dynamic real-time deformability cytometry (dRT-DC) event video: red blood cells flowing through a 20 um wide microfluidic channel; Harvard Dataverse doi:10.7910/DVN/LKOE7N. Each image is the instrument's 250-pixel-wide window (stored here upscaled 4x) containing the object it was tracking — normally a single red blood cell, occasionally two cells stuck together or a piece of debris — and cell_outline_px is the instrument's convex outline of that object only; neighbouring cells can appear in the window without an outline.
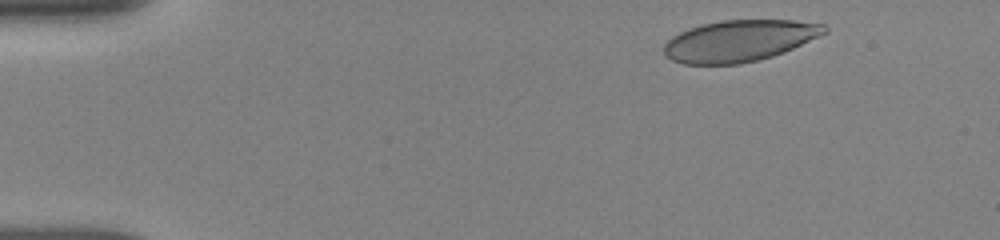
{"species": "human", "species_latin": "Homo sapiens", "temperature_condition": "room temperature", "stored_images_in_passage": 11, "camera_frame_rate_fps": 3000, "um_per_image_px": 0.085, "donor": {"sex": "female"}, "frame": {"image": 1, "passage_image": 2, "time_ms": 0.333, "image_size_px": [1000, 240], "cell_outline_px": [[828, 32], [784, 52], [772, 56], [740, 64], [684, 64], [672, 60], [664, 56], [664, 44], [672, 36], [680, 32], [704, 24], [720, 20], [792, 20], [824, 24], [828, 28]], "centroid_in_image_um": [62.84, 3.47], "position_along_channel_um": 22.2, "area_um2": 38.61}}
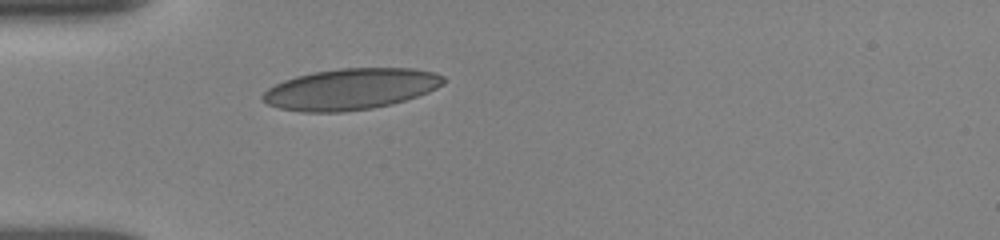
{"frame": {"image": 2, "passage_image": 11, "time_ms": 3.333, "image_size_px": [1000, 240], "cell_outline_px": [[448, 80], [444, 84], [428, 92], [392, 104], [372, 108], [340, 112], [304, 112], [280, 108], [268, 104], [260, 100], [260, 96], [268, 88], [284, 80], [296, 76], [312, 72], [340, 68], [412, 68], [432, 72], [444, 76]], "centroid_in_image_um": [29.8, 7.57], "position_along_channel_um": 55.2, "area_um2": 43.41}}